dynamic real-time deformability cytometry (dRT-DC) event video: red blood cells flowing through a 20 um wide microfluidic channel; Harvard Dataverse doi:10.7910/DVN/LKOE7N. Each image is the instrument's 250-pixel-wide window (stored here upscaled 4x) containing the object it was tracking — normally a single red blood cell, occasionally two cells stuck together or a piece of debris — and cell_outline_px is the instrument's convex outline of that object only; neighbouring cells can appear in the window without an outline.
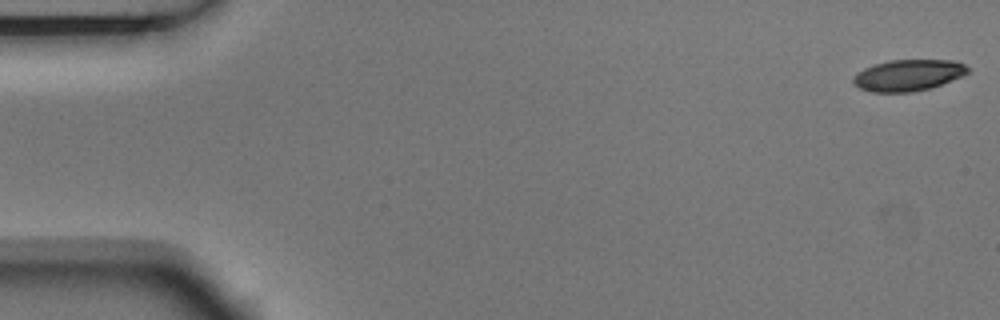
{"species": "Egyptian fruit bat (a non-hibernating species)", "species_latin": "Rousettus aegyptiacus", "temperature_condition": "room temperature", "stored_images_in_passage": 5, "camera_frame_rate_fps": 3000, "um_per_image_px": 0.085, "animal": {"sex": "male"}, "frame": {"image": 1, "passage_image": 1, "time_ms": 0.0, "image_size_px": [1000, 320], "cell_outline_px": [[968, 72], [960, 76], [940, 84], [928, 88], [912, 92], [868, 92], [860, 88], [852, 80], [852, 76], [856, 72], [864, 68], [888, 60], [956, 60], [964, 64], [968, 68]], "centroid_in_image_um": [77.14, 6.39], "position_along_channel_um": 7.9, "area_um2": 20.75}}
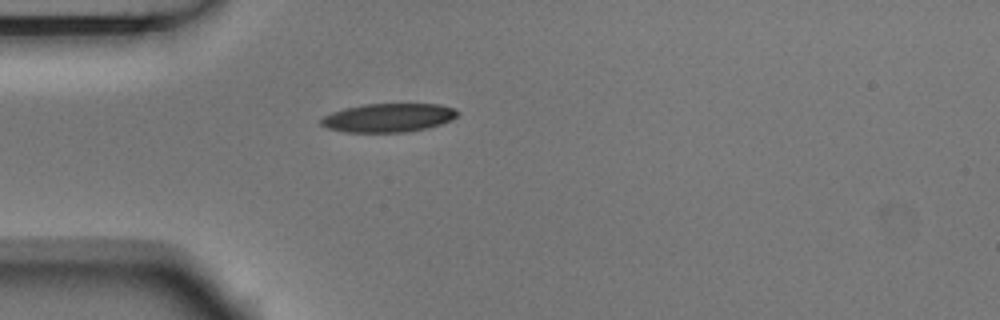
{"frame": {"image": 2, "passage_image": 5, "time_ms": 1.333, "image_size_px": [1000, 320], "cell_outline_px": [[460, 112], [452, 120], [440, 124], [424, 128], [404, 132], [344, 132], [328, 128], [320, 124], [320, 120], [324, 116], [332, 112], [344, 108], [364, 104], [440, 104], [456, 108]], "centroid_in_image_um": [33.02, 10.0], "position_along_channel_um": 52.0, "area_um2": 22.77}}